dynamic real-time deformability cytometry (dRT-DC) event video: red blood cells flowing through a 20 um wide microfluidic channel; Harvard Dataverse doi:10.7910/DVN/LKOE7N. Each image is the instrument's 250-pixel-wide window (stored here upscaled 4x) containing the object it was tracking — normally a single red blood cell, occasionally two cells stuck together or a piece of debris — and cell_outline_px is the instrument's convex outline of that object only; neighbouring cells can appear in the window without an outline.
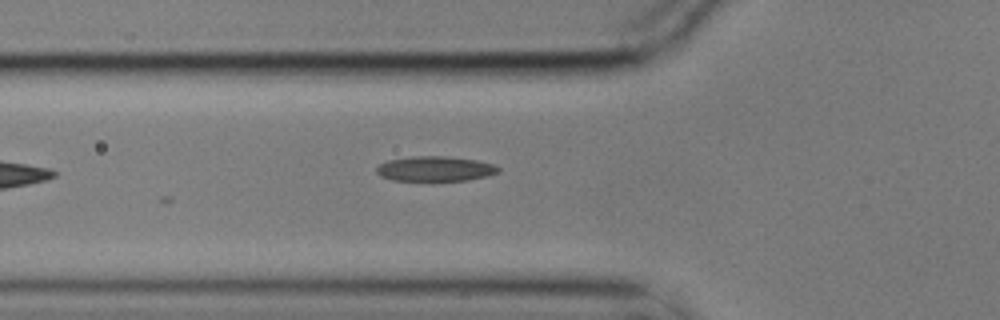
{"species": "common noctule bat (a hibernating species)", "species_latin": "Nyctalus noctula", "temperature_condition": "cold", "stored_images_in_passage": 6, "camera_frame_rate_fps": 3000, "um_per_image_px": 0.085, "animal": {"sex": "male", "body_mass_g": 17.9}, "frame": {"image": 1, "passage_image": 6, "time_ms": 1.667, "image_size_px": [1000, 320], "cell_outline_px": [[500, 172], [488, 176], [468, 180], [392, 180], [380, 176], [376, 172], [376, 168], [380, 164], [388, 160], [412, 156], [444, 156], [476, 160], [492, 164], [500, 168]], "centroid_in_image_um": [36.99, 14.34], "position_along_channel_um": 88.8, "area_um2": 17.63}}